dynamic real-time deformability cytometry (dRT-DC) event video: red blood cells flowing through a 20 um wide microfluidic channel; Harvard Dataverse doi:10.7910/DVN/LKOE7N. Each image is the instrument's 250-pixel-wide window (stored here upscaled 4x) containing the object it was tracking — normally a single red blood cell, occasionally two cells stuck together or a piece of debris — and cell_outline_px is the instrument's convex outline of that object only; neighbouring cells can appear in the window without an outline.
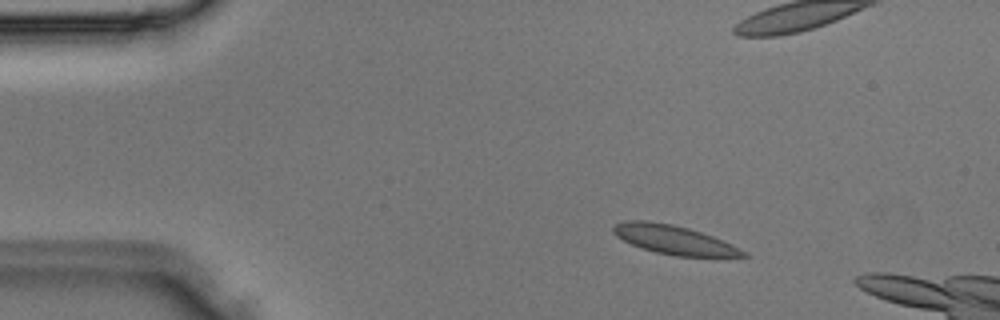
{"species": "Egyptian fruit bat (a non-hibernating species)", "species_latin": "Rousettus aegyptiacus", "temperature_condition": "room temperature", "stored_images_in_passage": 4, "camera_frame_rate_fps": 3000, "um_per_image_px": 0.085, "animal": {"sex": "male"}, "frame": {"image": 1, "passage_image": 2, "time_ms": 0.333, "image_size_px": [1000, 320], "cell_outline_px": [[748, 256], [676, 256], [656, 252], [640, 248], [616, 236], [612, 232], [612, 228], [616, 224], [624, 220], [648, 220], [672, 224], [688, 228], [712, 236], [732, 244], [744, 252]], "centroid_in_image_um": [57.21, 20.36], "position_along_channel_um": 27.8, "area_um2": 21.62}}